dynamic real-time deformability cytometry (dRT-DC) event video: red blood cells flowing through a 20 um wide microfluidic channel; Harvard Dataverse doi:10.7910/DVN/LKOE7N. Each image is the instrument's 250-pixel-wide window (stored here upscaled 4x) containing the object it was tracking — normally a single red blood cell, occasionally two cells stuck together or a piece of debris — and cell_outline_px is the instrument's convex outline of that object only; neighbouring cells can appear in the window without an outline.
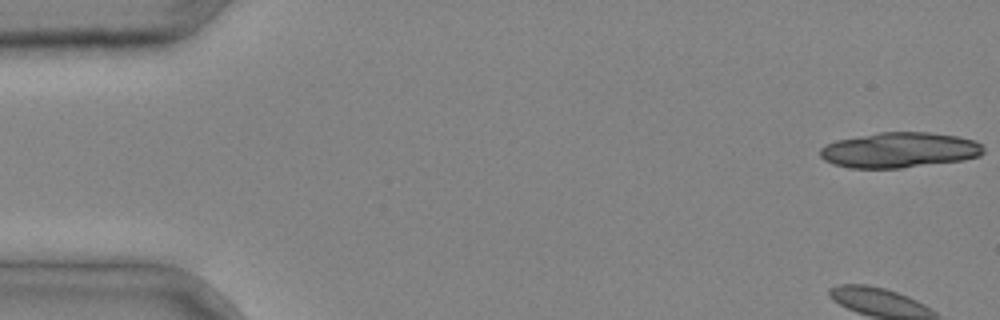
{"species": "common noctule bat (a hibernating species)", "species_latin": "Nyctalus noctula", "temperature_condition": "cold", "stored_images_in_passage": 4, "camera_frame_rate_fps": 3000, "um_per_image_px": 0.085, "animal": {"sex": "male", "body_mass_g": 20.4}, "frame": {"image": 1, "passage_image": 1, "time_ms": 0.0, "image_size_px": [1000, 320], "cell_outline_px": [[984, 152], [980, 156], [964, 160], [900, 168], [848, 168], [832, 164], [824, 160], [820, 156], [820, 148], [824, 144], [836, 140], [880, 132], [928, 132], [956, 136], [976, 140], [984, 148]], "centroid_in_image_um": [76.43, 12.76], "position_along_channel_um": 8.6, "area_um2": 33.87}}